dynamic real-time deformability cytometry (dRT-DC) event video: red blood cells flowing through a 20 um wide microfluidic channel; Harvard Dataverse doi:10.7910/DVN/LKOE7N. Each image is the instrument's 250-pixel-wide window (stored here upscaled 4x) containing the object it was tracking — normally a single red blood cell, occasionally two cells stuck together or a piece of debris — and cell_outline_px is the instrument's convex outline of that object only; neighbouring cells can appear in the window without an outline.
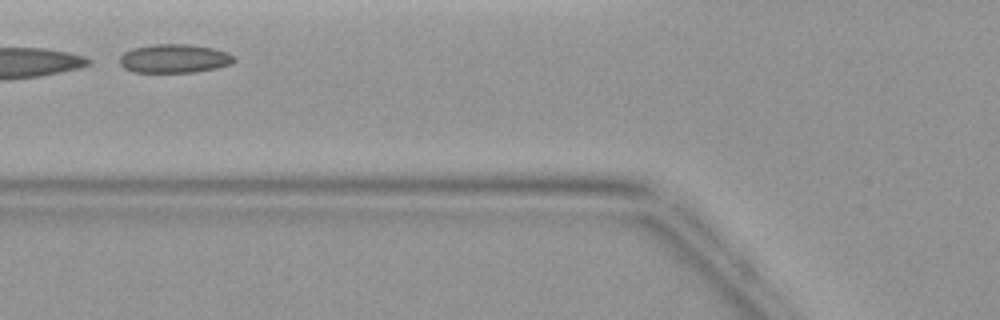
{"species": "common noctule bat (a hibernating species)", "species_latin": "Nyctalus noctula", "temperature_condition": "warm", "stored_images_in_passage": 3, "camera_frame_rate_fps": 3000, "um_per_image_px": 0.085, "animal": {"sex": "female", "body_mass_g": 19.9}, "frame": {"image": 1, "passage_image": 2, "time_ms": 1.333, "image_size_px": [1000, 320], "cell_outline_px": [[236, 60], [232, 64], [216, 68], [196, 72], [132, 72], [124, 68], [120, 64], [120, 56], [124, 52], [132, 48], [156, 44], [188, 44], [212, 48], [228, 52]], "centroid_in_image_um": [14.81, 4.98], "position_along_channel_um": 111.0, "area_um2": 19.19}}